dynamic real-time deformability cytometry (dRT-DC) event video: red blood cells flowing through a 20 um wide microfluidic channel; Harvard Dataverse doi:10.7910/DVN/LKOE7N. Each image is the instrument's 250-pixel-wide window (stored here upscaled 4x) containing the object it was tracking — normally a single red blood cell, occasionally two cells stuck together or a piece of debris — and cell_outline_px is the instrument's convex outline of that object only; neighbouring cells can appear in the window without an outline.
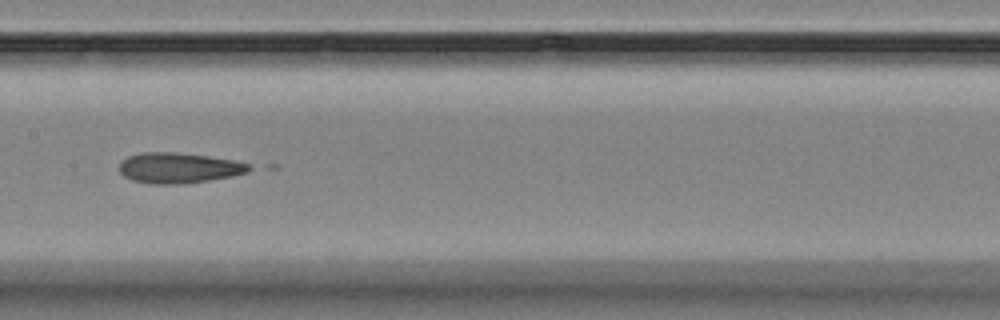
{"species": "Egyptian fruit bat (a non-hibernating species)", "species_latin": "Rousettus aegyptiacus", "temperature_condition": "room temperature", "stored_images_in_passage": 17, "camera_frame_rate_fps": 3000, "um_per_image_px": 0.085, "animal": {"sex": "female"}, "frame": {"image": 1, "passage_image": 9, "time_ms": 9.0, "image_size_px": [1000, 320], "cell_outline_px": [[256, 168], [248, 172], [232, 176], [208, 180], [180, 184], [148, 184], [132, 180], [124, 176], [120, 172], [120, 160], [128, 156], [140, 152], [176, 152], [208, 156], [232, 160], [252, 164]], "centroid_in_image_um": [15.2, 14.27], "position_along_channel_um": 192.2, "area_um2": 23.29}}
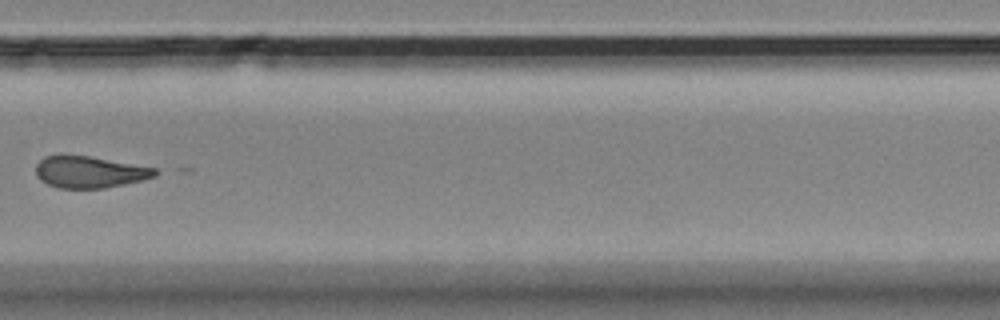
{"frame": {"image": 2, "passage_image": 12, "time_ms": 12.667, "image_size_px": [1000, 320], "cell_outline_px": [[164, 172], [156, 176], [144, 180], [104, 188], [60, 188], [48, 184], [40, 180], [36, 176], [36, 164], [44, 156], [88, 156], [156, 168]], "centroid_in_image_um": [7.67, 14.63], "position_along_channel_um": 322.1, "area_um2": 21.96}}